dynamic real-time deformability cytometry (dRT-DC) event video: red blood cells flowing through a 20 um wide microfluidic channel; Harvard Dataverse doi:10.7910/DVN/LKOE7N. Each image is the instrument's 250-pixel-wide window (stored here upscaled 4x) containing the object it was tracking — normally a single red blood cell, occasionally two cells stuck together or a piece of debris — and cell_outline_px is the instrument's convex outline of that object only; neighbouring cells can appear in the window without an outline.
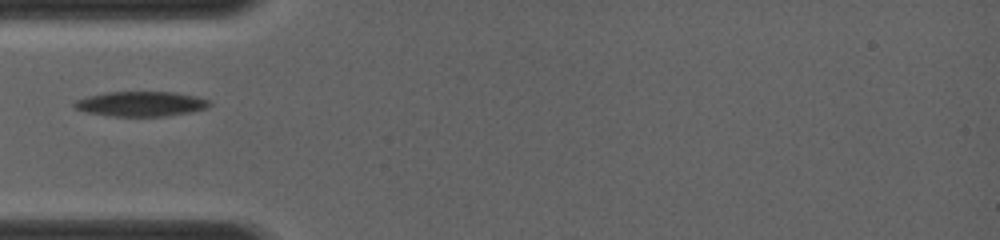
{"species": "common noctule bat (a hibernating species)", "species_latin": "Nyctalus noctula", "temperature_condition": "room temperature", "stored_images_in_passage": 28, "camera_frame_rate_fps": 4000, "um_per_image_px": 0.085, "animal": {"sex": "female", "body_mass_g": 19.0, "forearm_length_mm": 56.7}, "frame": {"image": 1, "passage_image": 1, "time_ms": 0.0, "image_size_px": [1000, 240], "cell_outline_px": [[212, 104], [208, 108], [192, 112], [164, 116], [112, 116], [84, 112], [76, 108], [72, 104], [76, 100], [88, 96], [104, 92], [176, 92], [196, 96], [208, 100]], "centroid_in_image_um": [11.99, 8.83], "position_along_channel_um": 73.0, "area_um2": 19.71}}
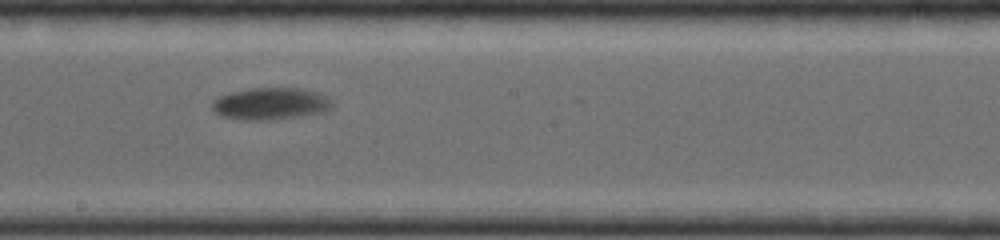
{"frame": {"image": 2, "passage_image": 15, "time_ms": 3.5, "image_size_px": [1000, 240], "cell_outline_px": [[332, 108], [324, 112], [268, 120], [244, 120], [220, 116], [212, 108], [212, 104], [220, 96], [232, 92], [248, 88], [296, 88], [316, 92], [332, 100]], "centroid_in_image_um": [22.99, 8.82], "position_along_channel_um": 225.2, "area_um2": 22.08}}
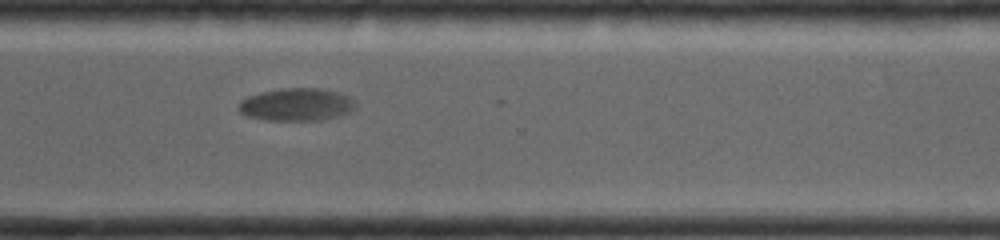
{"frame": {"image": 3, "passage_image": 27, "time_ms": 6.25, "image_size_px": [1000, 240], "cell_outline_px": [[356, 108], [348, 112], [336, 116], [320, 120], [268, 120], [248, 116], [240, 112], [240, 100], [248, 96], [260, 92], [280, 88], [320, 88], [340, 92], [356, 100]], "centroid_in_image_um": [25.24, 8.87], "position_along_channel_um": 345.4, "area_um2": 22.25}}